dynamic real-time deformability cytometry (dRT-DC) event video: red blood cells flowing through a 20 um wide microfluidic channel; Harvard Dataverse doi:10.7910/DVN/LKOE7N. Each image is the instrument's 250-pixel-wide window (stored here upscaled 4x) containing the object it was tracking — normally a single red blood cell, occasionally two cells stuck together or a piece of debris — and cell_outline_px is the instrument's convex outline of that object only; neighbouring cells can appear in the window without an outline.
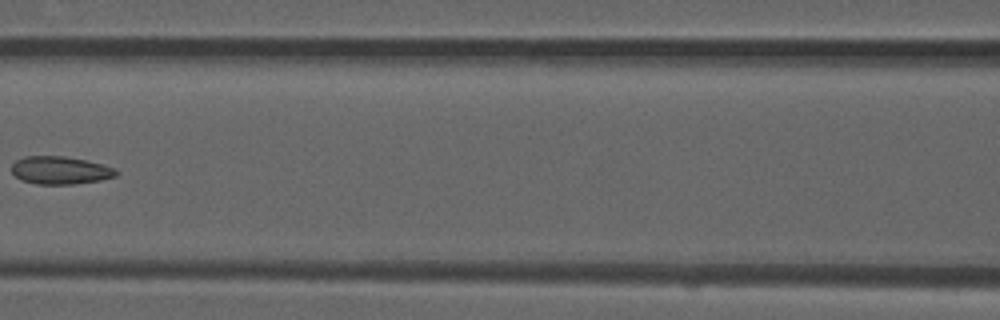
{"species": "common noctule bat (a hibernating species)", "species_latin": "Nyctalus noctula", "temperature_condition": "room temperature", "stored_images_in_passage": 5, "camera_frame_rate_fps": 3000, "um_per_image_px": 0.085, "animal": {"sex": "male", "forearm_length_mm": 52.5}, "frame": {"image": 1, "passage_image": 4, "time_ms": 1.0, "image_size_px": [1000, 320], "cell_outline_px": [[120, 172], [116, 176], [100, 180], [72, 184], [36, 184], [20, 180], [12, 172], [12, 164], [16, 160], [24, 156], [64, 156], [88, 160], [116, 168]], "centroid_in_image_um": [5.14, 14.47], "position_along_channel_um": 161.5, "area_um2": 17.11}}
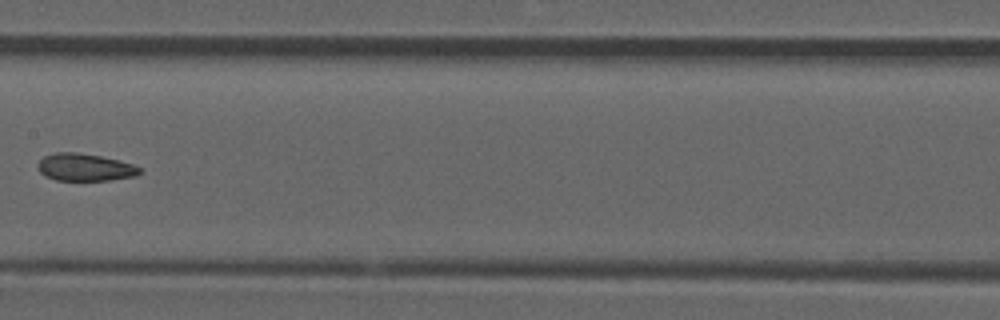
{"frame": {"image": 2, "passage_image": 5, "time_ms": 1.333, "image_size_px": [1000, 320], "cell_outline_px": [[140, 172], [136, 176], [108, 180], [56, 180], [44, 176], [40, 172], [36, 164], [44, 156], [56, 152], [76, 152], [100, 156], [132, 164], [140, 168]], "centroid_in_image_um": [7.17, 14.22], "position_along_channel_um": 200.2, "area_um2": 16.13}}